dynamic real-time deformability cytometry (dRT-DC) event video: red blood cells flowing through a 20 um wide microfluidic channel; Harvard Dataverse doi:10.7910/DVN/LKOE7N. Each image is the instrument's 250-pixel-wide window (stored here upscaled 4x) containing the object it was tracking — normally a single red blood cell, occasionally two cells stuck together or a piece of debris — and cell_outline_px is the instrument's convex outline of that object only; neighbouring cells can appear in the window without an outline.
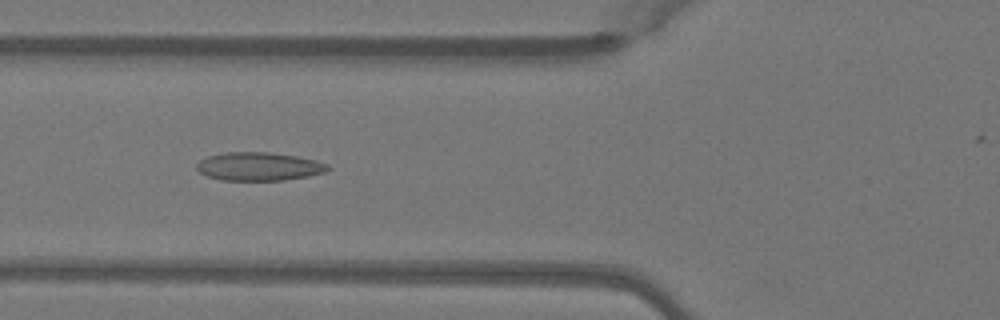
{"species": "Egyptian fruit bat (a non-hibernating species)", "species_latin": "Rousettus aegyptiacus", "temperature_condition": "warm", "stored_images_in_passage": 34, "camera_frame_rate_fps": 3000, "um_per_image_px": 0.085, "animal": {"sex": "female"}, "frame": {"image": 1, "passage_image": 8, "time_ms": 2.333, "image_size_px": [1000, 320], "cell_outline_px": [[332, 168], [328, 172], [308, 176], [284, 180], [220, 180], [208, 176], [200, 172], [196, 168], [196, 164], [200, 160], [208, 156], [224, 152], [268, 152], [296, 156], [316, 160], [328, 164]], "centroid_in_image_um": [22.04, 14.15], "position_along_channel_um": 103.8, "area_um2": 21.79}}
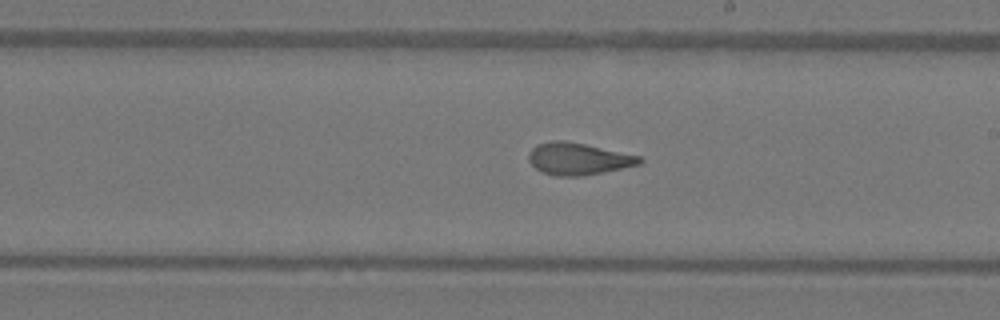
{"frame": {"image": 2, "passage_image": 18, "time_ms": 5.667, "image_size_px": [1000, 320], "cell_outline_px": [[644, 160], [640, 164], [584, 176], [552, 176], [540, 172], [528, 160], [528, 152], [536, 144], [552, 140], [564, 140], [584, 144], [640, 156]], "centroid_in_image_um": [49.1, 13.5], "position_along_channel_um": 239.9, "area_um2": 20.75}}
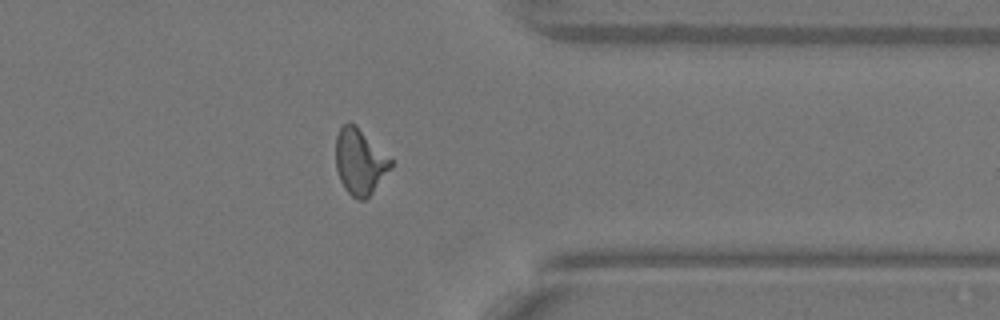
{"frame": {"image": 3, "passage_image": 29, "time_ms": 9.333, "image_size_px": [1000, 320], "cell_outline_px": [[392, 168], [372, 192], [364, 200], [356, 200], [344, 188], [340, 180], [336, 168], [336, 136], [340, 128], [348, 120], [356, 124], [392, 160]], "centroid_in_image_um": [30.57, 13.73], "position_along_channel_um": 380.8, "area_um2": 21.1}, "authors_computed_cell_mechanics": {"area_um2": 20.6635, "velocity_mm_per_s": 4.0757, "shape_relaxation_time_tau1_ms": null, "shape_relaxation_time_tau2_ms": 1.4748, "deformation_change_tau1": null, "deformation_change_tau2": 0.0958}}